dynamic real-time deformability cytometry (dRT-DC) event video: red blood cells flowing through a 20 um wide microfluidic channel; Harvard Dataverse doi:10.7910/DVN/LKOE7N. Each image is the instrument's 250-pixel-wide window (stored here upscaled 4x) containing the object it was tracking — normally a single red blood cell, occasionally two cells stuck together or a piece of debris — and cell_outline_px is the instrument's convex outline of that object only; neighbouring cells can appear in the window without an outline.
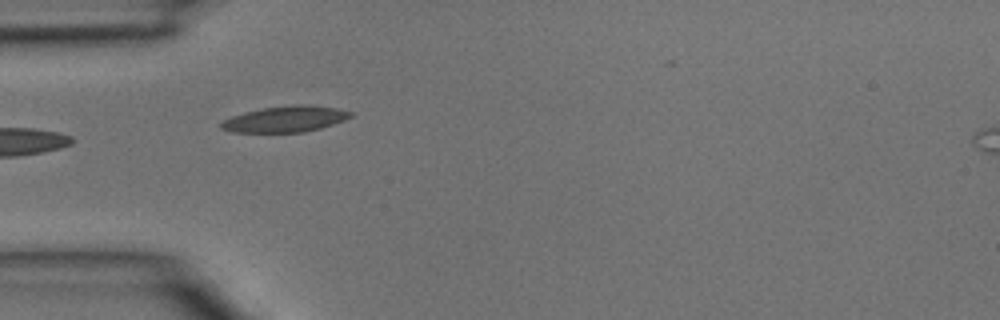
{"species": "common noctule bat (a hibernating species)", "species_latin": "Nyctalus noctula", "temperature_condition": "room temperature", "stored_images_in_passage": 4, "camera_frame_rate_fps": 3000, "um_per_image_px": 0.085, "animal": {"sex": "male", "body_mass_g": 15.6}, "frame": {"image": 1, "passage_image": 3, "time_ms": 0.667, "image_size_px": [1000, 320], "cell_outline_px": [[356, 112], [352, 116], [344, 120], [320, 128], [304, 132], [232, 132], [220, 128], [220, 124], [224, 120], [232, 116], [244, 112], [264, 108], [296, 104], [308, 104], [336, 108]], "centroid_in_image_um": [24.28, 10.11], "position_along_channel_um": 60.7, "area_um2": 19.59}}
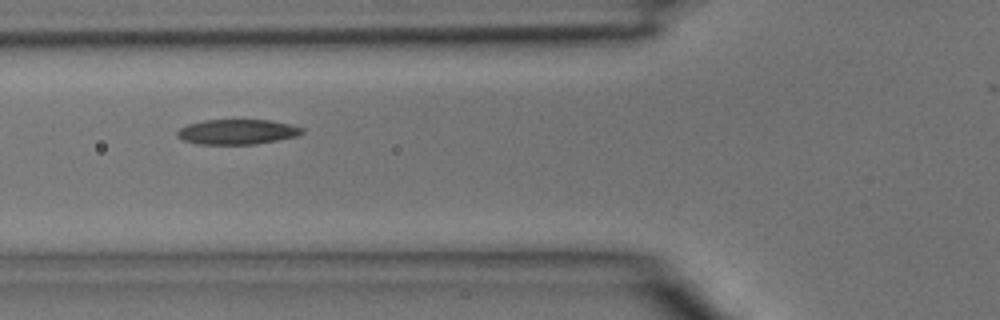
{"frame": {"image": 2, "passage_image": 4, "time_ms": 1.0, "image_size_px": [1000, 320], "cell_outline_px": [[304, 132], [300, 136], [256, 144], [196, 144], [184, 140], [176, 136], [176, 132], [180, 128], [188, 124], [204, 120], [272, 120], [304, 128]], "centroid_in_image_um": [20.18, 11.21], "position_along_channel_um": 105.6, "area_um2": 18.32}}